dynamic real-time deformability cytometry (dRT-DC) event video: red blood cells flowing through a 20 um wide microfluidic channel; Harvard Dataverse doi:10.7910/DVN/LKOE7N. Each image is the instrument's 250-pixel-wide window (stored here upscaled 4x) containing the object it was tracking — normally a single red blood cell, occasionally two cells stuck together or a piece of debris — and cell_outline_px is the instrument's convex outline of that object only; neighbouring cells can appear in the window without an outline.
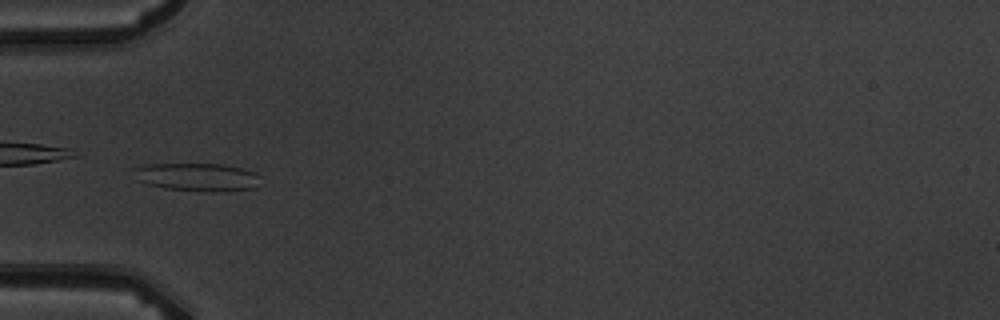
{"species": "common noctule bat (a hibernating species)", "species_latin": "Nyctalus noctula", "temperature_condition": "warm", "stored_images_in_passage": 15, "camera_frame_rate_fps": 3000, "um_per_image_px": 0.085, "animal": {"sex": "male", "body_mass_g": 19.5, "forearm_length_mm": 54.6}, "frame": {"image": 1, "passage_image": 5, "time_ms": 6.333, "image_size_px": [1000, 320], "cell_outline_px": [[264, 184], [256, 188], [224, 192], [208, 192], [164, 188], [148, 184], [136, 180], [132, 168], [144, 164], [224, 164], [256, 172], [260, 176]], "centroid_in_image_um": [16.83, 15.06], "position_along_channel_um": 68.2, "area_um2": 21.33}}
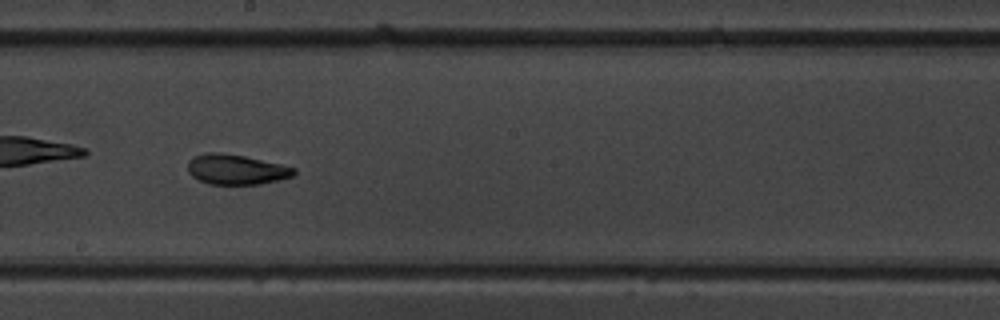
{"frame": {"image": 2, "passage_image": 9, "time_ms": 10.667, "image_size_px": [1000, 320], "cell_outline_px": [[296, 172], [292, 176], [260, 184], [208, 184], [192, 176], [188, 172], [188, 160], [192, 156], [204, 152], [220, 152], [244, 156], [280, 164], [296, 168]], "centroid_in_image_um": [20.02, 14.39], "position_along_channel_um": 228.2, "area_um2": 18.61}}
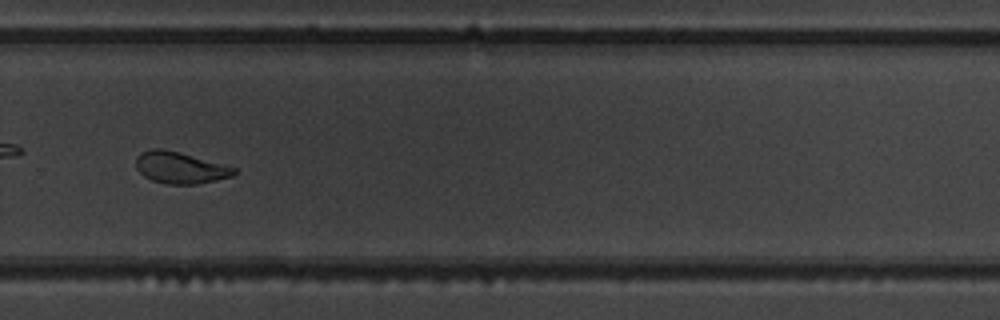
{"frame": {"image": 3, "passage_image": 11, "time_ms": 13.0, "image_size_px": [1000, 320], "cell_outline_px": [[236, 172], [232, 176], [216, 180], [196, 184], [168, 184], [152, 180], [144, 176], [136, 168], [136, 156], [152, 148], [160, 148], [180, 152], [236, 168]], "centroid_in_image_um": [15.3, 14.25], "position_along_channel_um": 314.5, "area_um2": 17.86}, "authors_computed_cell_mechanics": {"area_um2": 20.519, "velocity_mm_per_s": 3.7191, "shape_relaxation_time_tau1_ms": 4.4904, "shape_relaxation_time_tau2_ms": 1.6526, "deformation_change_tau1": 0.1637, "deformation_change_tau2": 0.072}}